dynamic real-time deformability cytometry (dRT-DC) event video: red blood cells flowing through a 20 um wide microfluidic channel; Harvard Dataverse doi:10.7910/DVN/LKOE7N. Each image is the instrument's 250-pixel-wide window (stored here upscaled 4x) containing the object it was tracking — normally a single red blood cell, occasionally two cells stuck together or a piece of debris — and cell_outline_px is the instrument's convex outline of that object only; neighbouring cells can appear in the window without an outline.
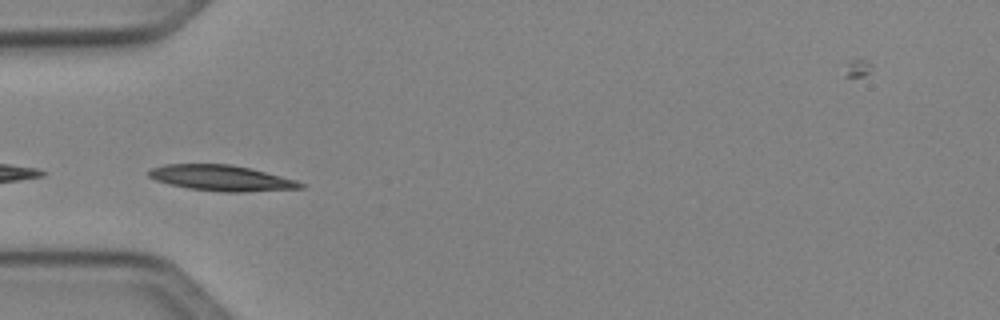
{"species": "Egyptian fruit bat (a non-hibernating species)", "species_latin": "Rousettus aegyptiacus", "temperature_condition": "cold", "stored_images_in_passage": 7, "camera_frame_rate_fps": 3000, "um_per_image_px": 0.085, "animal": {"sex": "female"}, "frame": {"image": 1, "passage_image": 1, "time_ms": 0.0, "image_size_px": [1000, 320], "cell_outline_px": [[304, 188], [244, 192], [224, 192], [188, 188], [168, 184], [156, 180], [148, 176], [148, 168], [164, 164], [228, 164], [248, 168], [296, 180], [304, 184]], "centroid_in_image_um": [18.76, 15.13], "position_along_channel_um": 66.2, "area_um2": 22.6}}
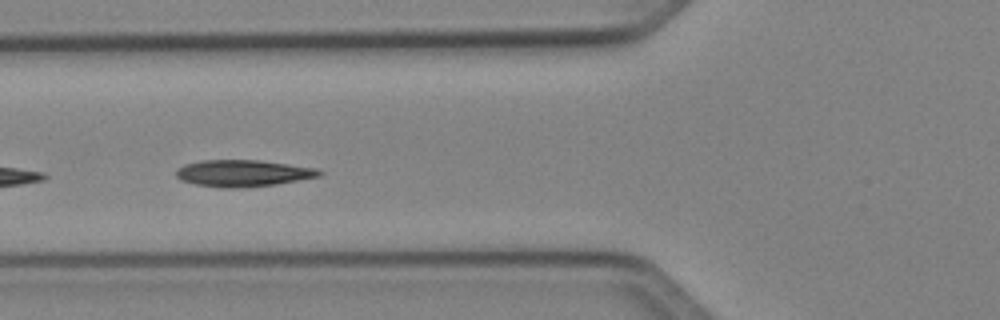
{"frame": {"image": 2, "passage_image": 4, "time_ms": 1.0, "image_size_px": [1000, 320], "cell_outline_px": [[324, 172], [320, 176], [276, 184], [236, 188], [224, 188], [196, 184], [180, 180], [176, 176], [176, 168], [184, 164], [204, 160], [260, 160], [316, 168]], "centroid_in_image_um": [20.63, 14.72], "position_along_channel_um": 105.2, "area_um2": 22.2}}